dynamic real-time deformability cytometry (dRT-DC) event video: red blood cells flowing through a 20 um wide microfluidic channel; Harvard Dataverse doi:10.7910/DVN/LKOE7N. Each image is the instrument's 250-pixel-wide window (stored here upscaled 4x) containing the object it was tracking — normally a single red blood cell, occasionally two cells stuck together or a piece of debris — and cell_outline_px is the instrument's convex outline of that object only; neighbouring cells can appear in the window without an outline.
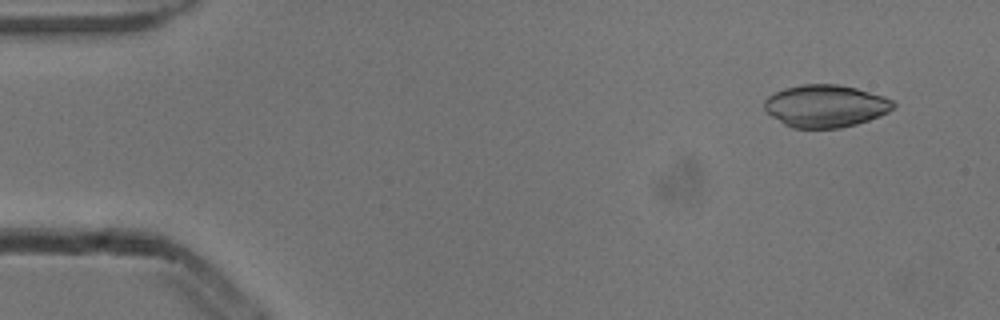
{"species": "common noctule bat (a hibernating species)", "species_latin": "Nyctalus noctula", "temperature_condition": "cold", "stored_images_in_passage": 4, "camera_frame_rate_fps": 3000, "um_per_image_px": 0.085, "animal": {"sex": "male", "body_mass_g": 13.3}, "frame": {"image": 1, "passage_image": 1, "time_ms": 0.0, "image_size_px": [1000, 320], "cell_outline_px": [[896, 104], [888, 112], [880, 116], [856, 124], [840, 128], [792, 128], [784, 124], [772, 116], [764, 108], [764, 100], [768, 96], [784, 88], [800, 84], [836, 84], [856, 88], [884, 96], [892, 100]], "centroid_in_image_um": [70.16, 9.0], "position_along_channel_um": 14.8, "area_um2": 31.85}}
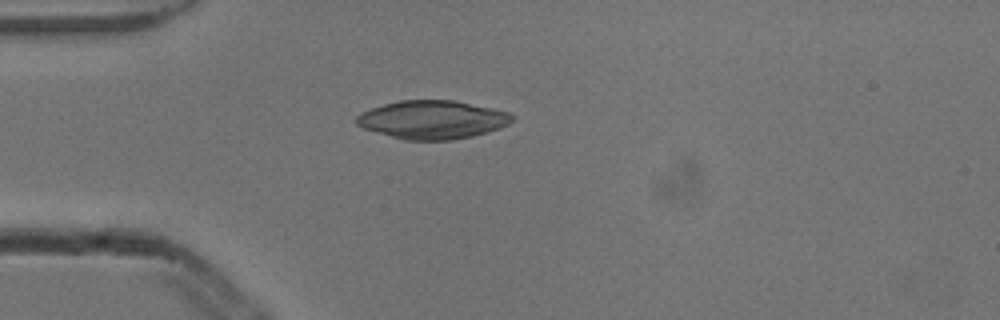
{"frame": {"image": 2, "passage_image": 4, "time_ms": 1.0, "image_size_px": [1000, 320], "cell_outline_px": [[516, 116], [508, 124], [472, 136], [452, 140], [404, 140], [364, 128], [356, 124], [352, 120], [360, 112], [384, 104], [400, 100], [452, 100], [492, 108], [508, 112]], "centroid_in_image_um": [36.71, 10.17], "position_along_channel_um": 48.3, "area_um2": 34.62}}